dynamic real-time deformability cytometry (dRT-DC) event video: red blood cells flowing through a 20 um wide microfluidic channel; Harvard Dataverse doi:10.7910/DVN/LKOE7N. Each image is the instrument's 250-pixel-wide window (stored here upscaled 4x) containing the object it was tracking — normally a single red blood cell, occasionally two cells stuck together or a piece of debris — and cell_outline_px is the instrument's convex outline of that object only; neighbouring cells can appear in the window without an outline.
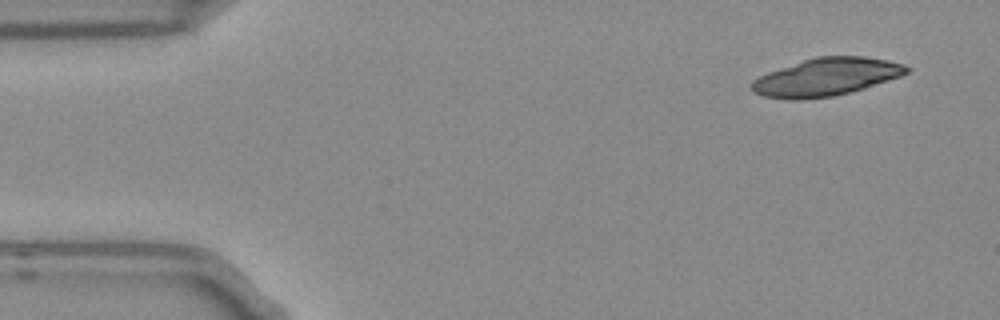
{"species": "Egyptian fruit bat (a non-hibernating species)", "species_latin": "Rousettus aegyptiacus", "temperature_condition": "room temperature", "stored_images_in_passage": 4, "segment_of_instrument_passage": [1, 2], "camera_frame_rate_fps": 3000, "um_per_image_px": 0.085, "frame": {"image": 1, "passage_image": 1, "time_ms": 0.0, "image_size_px": [1000, 320], "cell_outline_px": [[912, 68], [908, 72], [900, 76], [848, 92], [832, 96], [804, 100], [788, 100], [764, 96], [752, 92], [748, 88], [748, 84], [752, 80], [768, 72], [816, 56], [864, 56], [888, 60], [904, 64]], "centroid_in_image_um": [70.17, 6.55], "position_along_channel_um": 14.8, "area_um2": 34.04}}